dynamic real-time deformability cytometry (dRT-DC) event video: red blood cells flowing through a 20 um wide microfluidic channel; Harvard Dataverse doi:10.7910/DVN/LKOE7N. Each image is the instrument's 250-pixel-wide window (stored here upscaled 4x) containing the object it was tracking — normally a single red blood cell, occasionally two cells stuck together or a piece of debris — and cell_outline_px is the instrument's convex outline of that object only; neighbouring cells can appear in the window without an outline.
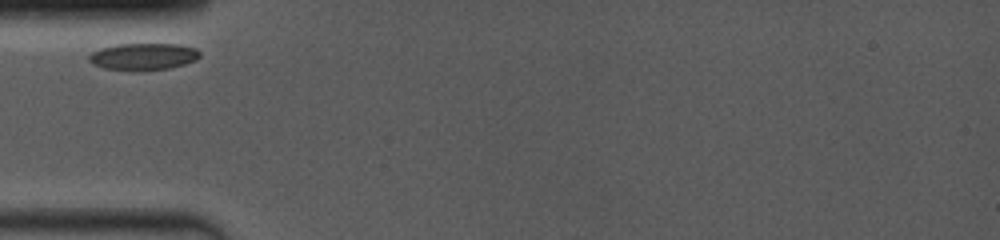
{"species": "common noctule bat (a hibernating species)", "species_latin": "Nyctalus noctula", "temperature_condition": "room temperature", "stored_images_in_passage": 19, "camera_frame_rate_fps": 4000, "um_per_image_px": 0.085, "animal": {"sex": "female", "body_mass_g": 19.0, "forearm_length_mm": 53.3}, "frame": {"image": 1, "passage_image": 1, "time_ms": 0.0, "image_size_px": [1000, 240], "cell_outline_px": [[200, 56], [196, 60], [184, 64], [168, 68], [144, 72], [140, 72], [104, 68], [92, 64], [88, 60], [88, 56], [92, 52], [100, 48], [116, 44], [180, 44], [196, 48], [200, 52]], "centroid_in_image_um": [12.17, 4.82], "position_along_channel_um": 72.8, "area_um2": 17.74}}
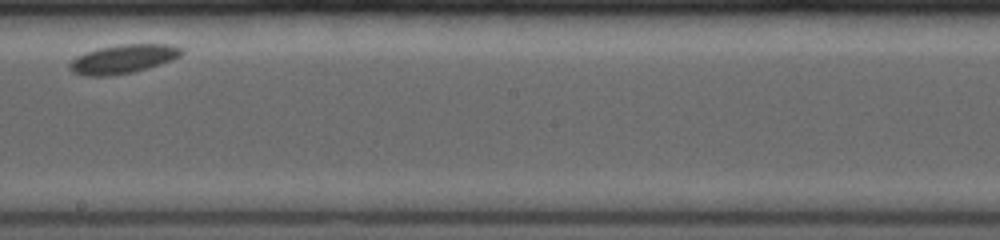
{"frame": {"image": 2, "passage_image": 11, "time_ms": 4.75, "image_size_px": [1000, 240], "cell_outline_px": [[184, 52], [180, 56], [172, 60], [160, 64], [132, 72], [112, 76], [80, 76], [72, 72], [68, 68], [68, 64], [76, 56], [84, 52], [100, 48], [120, 44], [172, 44], [184, 48]], "centroid_in_image_um": [10.44, 5.02], "position_along_channel_um": 237.8, "area_um2": 19.07}}
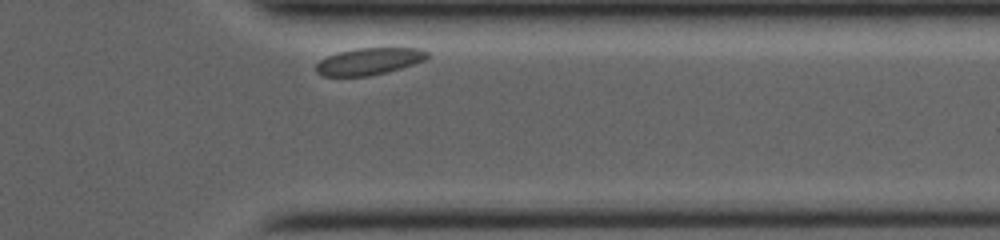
{"frame": {"image": 3, "passage_image": 19, "time_ms": 8.75, "image_size_px": [1000, 240], "cell_outline_px": [[428, 56], [424, 60], [400, 68], [368, 76], [324, 76], [316, 72], [316, 64], [320, 60], [328, 56], [340, 52], [356, 48], [420, 48], [428, 52]], "centroid_in_image_um": [31.35, 5.21], "position_along_channel_um": 380.0, "area_um2": 17.17}}